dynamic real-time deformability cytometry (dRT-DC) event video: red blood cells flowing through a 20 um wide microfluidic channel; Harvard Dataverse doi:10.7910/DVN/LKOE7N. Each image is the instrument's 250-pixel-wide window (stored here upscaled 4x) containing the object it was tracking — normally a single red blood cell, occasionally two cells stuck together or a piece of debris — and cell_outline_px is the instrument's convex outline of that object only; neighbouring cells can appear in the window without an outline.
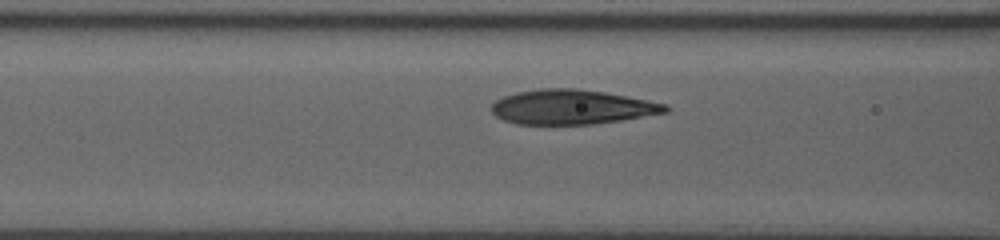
{"species": "human", "species_latin": "Homo sapiens", "temperature_condition": "room temperature", "stored_images_in_passage": 13, "camera_frame_rate_fps": 3000, "um_per_image_px": 0.085, "donor": {"sex": "male"}, "frame": {"image": 1, "passage_image": 9, "time_ms": 1.667, "image_size_px": [1000, 240], "cell_outline_px": [[668, 112], [596, 124], [516, 124], [504, 120], [496, 116], [492, 112], [492, 104], [496, 100], [504, 96], [516, 92], [540, 88], [576, 88], [604, 92], [648, 100], [668, 104]], "centroid_in_image_um": [48.6, 9.09], "position_along_channel_um": 118.0, "area_um2": 35.03}}